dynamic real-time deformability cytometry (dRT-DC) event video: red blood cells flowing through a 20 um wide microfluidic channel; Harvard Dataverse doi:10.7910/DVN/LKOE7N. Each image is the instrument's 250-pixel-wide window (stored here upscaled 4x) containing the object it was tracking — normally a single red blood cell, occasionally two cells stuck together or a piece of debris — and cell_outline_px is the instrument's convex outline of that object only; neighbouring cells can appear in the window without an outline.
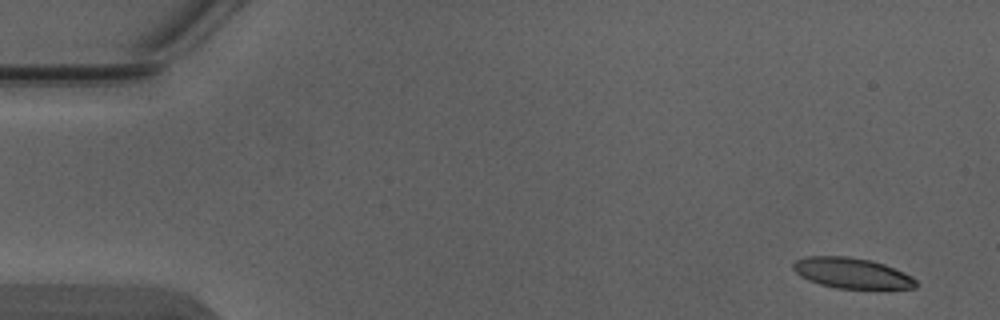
{"species": "Egyptian fruit bat (a non-hibernating species)", "species_latin": "Rousettus aegyptiacus", "temperature_condition": "warm", "stored_images_in_passage": 4, "camera_frame_rate_fps": 3000, "um_per_image_px": 0.085, "animal": {"sex": "male"}, "frame": {"image": 1, "passage_image": 1, "time_ms": 0.0, "image_size_px": [1000, 320], "cell_outline_px": [[916, 288], [836, 288], [820, 284], [808, 280], [800, 276], [792, 268], [792, 264], [796, 260], [804, 256], [848, 256], [868, 260], [884, 264], [904, 272], [912, 276], [916, 280]], "centroid_in_image_um": [72.37, 23.2], "position_along_channel_um": 12.6, "area_um2": 21.73}}
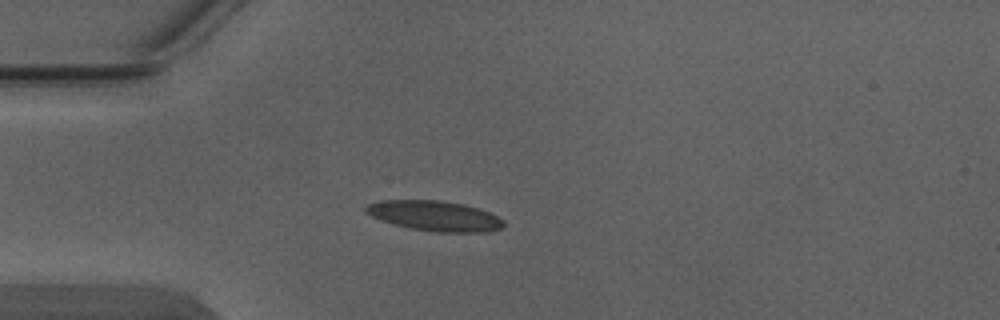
{"frame": {"image": 2, "passage_image": 4, "time_ms": 1.0, "image_size_px": [1000, 320], "cell_outline_px": [[504, 224], [500, 228], [488, 232], [436, 232], [412, 228], [392, 224], [380, 220], [364, 212], [364, 208], [368, 204], [380, 200], [440, 200], [464, 204], [488, 212], [504, 220]], "centroid_in_image_um": [36.91, 18.34], "position_along_channel_um": 48.1, "area_um2": 24.16}}